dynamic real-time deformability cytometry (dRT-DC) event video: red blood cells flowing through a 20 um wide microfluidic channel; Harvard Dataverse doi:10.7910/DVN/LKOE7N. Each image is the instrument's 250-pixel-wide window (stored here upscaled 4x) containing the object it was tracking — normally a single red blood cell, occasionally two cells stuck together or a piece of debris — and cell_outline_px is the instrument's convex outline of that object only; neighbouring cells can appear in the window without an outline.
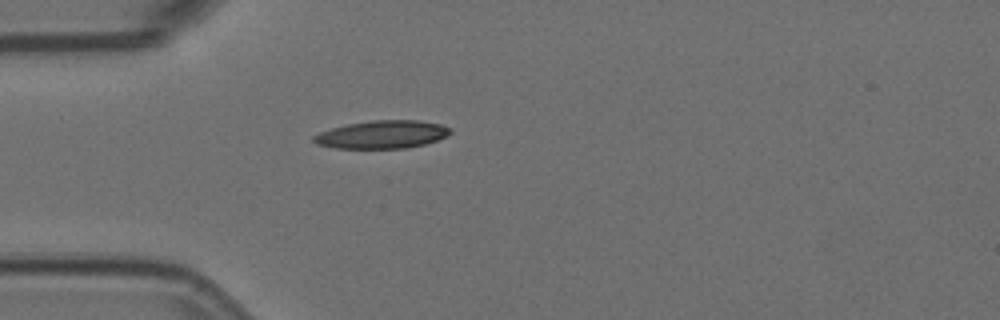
{"species": "Egyptian fruit bat (a non-hibernating species)", "species_latin": "Rousettus aegyptiacus", "temperature_condition": "room temperature", "stored_images_in_passage": 41, "camera_frame_rate_fps": 3000, "um_per_image_px": 0.085, "animal": {"sex": "female"}, "frame": {"image": 1, "passage_image": 1, "time_ms": 0.0, "image_size_px": [1000, 320], "cell_outline_px": [[452, 132], [448, 136], [424, 144], [408, 148], [336, 148], [316, 144], [312, 140], [312, 136], [320, 132], [332, 128], [348, 124], [372, 120], [420, 120], [440, 124], [452, 128]], "centroid_in_image_um": [32.5, 11.43], "position_along_channel_um": 52.5, "area_um2": 22.31}}
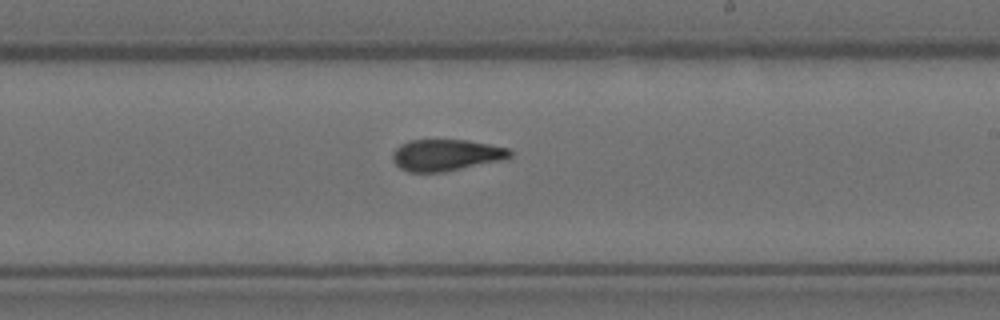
{"frame": {"image": 2, "passage_image": 18, "time_ms": 5.667, "image_size_px": [1000, 320], "cell_outline_px": [[512, 156], [504, 160], [444, 172], [408, 172], [400, 168], [392, 160], [392, 152], [400, 144], [412, 140], [468, 140], [508, 148], [512, 152]], "centroid_in_image_um": [37.92, 13.19], "position_along_channel_um": 251.1, "area_um2": 21.68}}
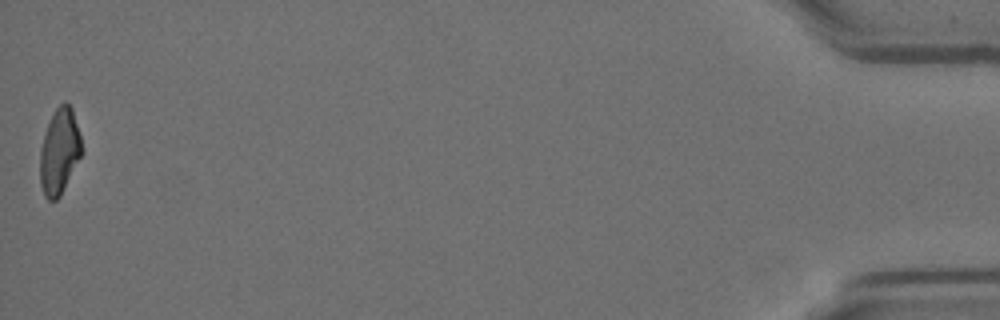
{"frame": {"image": 3, "passage_image": 41, "time_ms": 13.333, "image_size_px": [1000, 320], "cell_outline_px": [[84, 152], [60, 196], [56, 200], [48, 200], [44, 196], [40, 184], [40, 148], [48, 124], [56, 108], [64, 100], [72, 108], [84, 148]], "centroid_in_image_um": [5.07, 12.89], "position_along_channel_um": 430.1, "area_um2": 20.98}, "authors_computed_cell_mechanics": {"area_um2": 21.8484, "velocity_mm_per_s": 3.6377, "shape_relaxation_time_tau1_ms": 5.1762, "shape_relaxation_time_tau2_ms": 3.0746, "deformation_change_tau1": 0.1995, "deformation_change_tau2": 0.115}}